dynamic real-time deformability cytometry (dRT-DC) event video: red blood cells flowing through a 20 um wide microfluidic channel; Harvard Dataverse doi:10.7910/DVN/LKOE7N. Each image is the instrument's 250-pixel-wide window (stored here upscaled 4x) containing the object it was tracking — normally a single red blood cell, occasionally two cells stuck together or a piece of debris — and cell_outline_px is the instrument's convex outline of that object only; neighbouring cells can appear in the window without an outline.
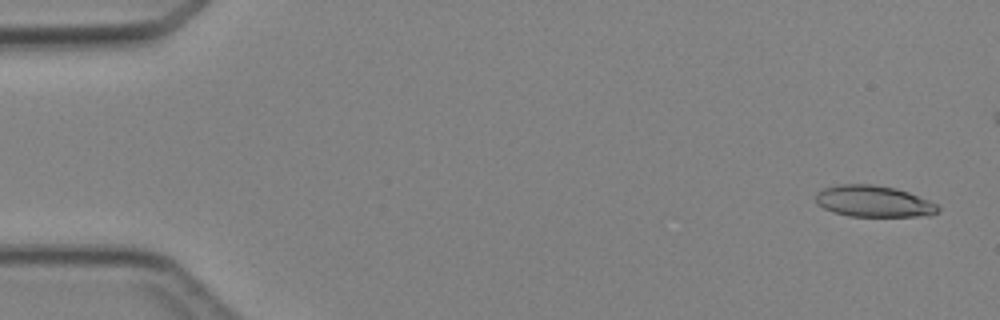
{"species": "Egyptian fruit bat (a non-hibernating species)", "species_latin": "Rousettus aegyptiacus", "temperature_condition": "cold", "stored_images_in_passage": 5, "camera_frame_rate_fps": 3000, "um_per_image_px": 0.085, "animal": {"sex": "female"}, "frame": {"image": 1, "passage_image": 1, "time_ms": 0.0, "image_size_px": [1000, 320], "cell_outline_px": [[940, 212], [932, 216], [848, 216], [832, 212], [816, 204], [816, 192], [824, 188], [836, 184], [872, 184], [896, 188], [908, 192], [928, 200], [936, 204], [940, 208]], "centroid_in_image_um": [74.26, 17.11], "position_along_channel_um": 10.7, "area_um2": 22.6}}